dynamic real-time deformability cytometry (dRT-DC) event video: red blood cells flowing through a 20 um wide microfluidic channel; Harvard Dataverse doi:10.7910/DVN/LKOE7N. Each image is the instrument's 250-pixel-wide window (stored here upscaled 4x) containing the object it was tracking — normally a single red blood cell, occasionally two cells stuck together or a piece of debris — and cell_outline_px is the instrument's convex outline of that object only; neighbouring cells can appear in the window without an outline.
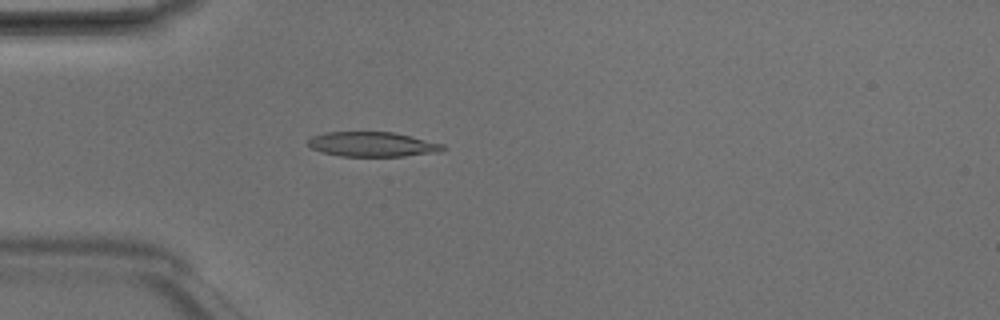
{"species": "Egyptian fruit bat (a non-hibernating species)", "species_latin": "Rousettus aegyptiacus", "temperature_condition": "room temperature", "stored_images_in_passage": 5, "camera_frame_rate_fps": 3000, "um_per_image_px": 0.085, "animal": {"sex": "male"}, "frame": {"image": 1, "passage_image": 5, "time_ms": 1.333, "image_size_px": [1000, 320], "cell_outline_px": [[448, 148], [440, 152], [404, 156], [340, 156], [308, 148], [308, 140], [312, 136], [324, 132], [392, 132], [444, 144]], "centroid_in_image_um": [31.65, 12.27], "position_along_channel_um": 53.3, "area_um2": 19.48}}